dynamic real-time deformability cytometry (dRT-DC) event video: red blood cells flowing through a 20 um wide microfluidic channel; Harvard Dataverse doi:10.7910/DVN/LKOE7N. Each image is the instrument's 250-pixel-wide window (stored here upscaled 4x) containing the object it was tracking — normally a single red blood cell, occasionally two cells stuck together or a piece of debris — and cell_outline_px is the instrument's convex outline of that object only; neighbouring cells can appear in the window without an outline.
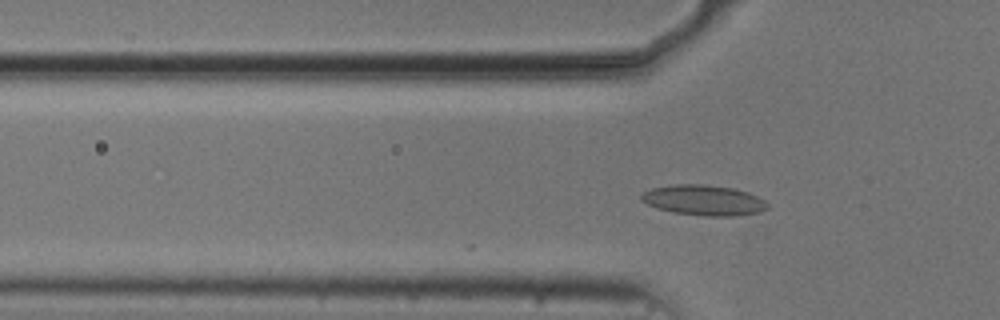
{"species": "common noctule bat (a hibernating species)", "species_latin": "Nyctalus noctula", "temperature_condition": "cold", "stored_images_in_passage": 2, "camera_frame_rate_fps": 3000, "um_per_image_px": 0.085, "animal": {"sex": "male", "body_mass_g": 20.5, "forearm_length_mm": 52.5}, "frame": {"image": 1, "passage_image": 2, "time_ms": 0.333, "image_size_px": [1000, 320], "cell_outline_px": [[768, 208], [760, 212], [736, 216], [704, 216], [672, 212], [656, 208], [640, 200], [640, 196], [644, 192], [652, 188], [676, 184], [704, 184], [732, 188], [748, 192], [764, 200], [768, 204]], "centroid_in_image_um": [59.82, 17.02], "position_along_channel_um": 66.0, "area_um2": 22.37}}